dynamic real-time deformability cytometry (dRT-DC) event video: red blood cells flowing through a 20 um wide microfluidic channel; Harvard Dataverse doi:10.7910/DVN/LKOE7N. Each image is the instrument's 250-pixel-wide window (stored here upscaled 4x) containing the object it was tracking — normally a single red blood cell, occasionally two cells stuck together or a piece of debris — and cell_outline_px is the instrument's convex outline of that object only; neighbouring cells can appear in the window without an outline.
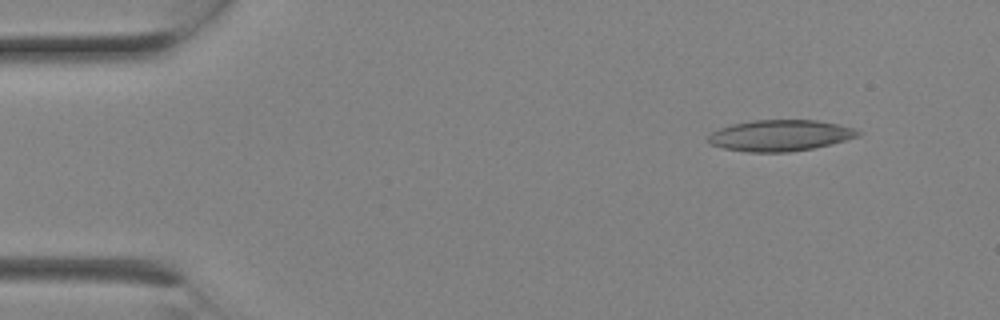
{"species": "Egyptian fruit bat (a non-hibernating species)", "species_latin": "Rousettus aegyptiacus", "temperature_condition": "room temperature", "stored_images_in_passage": 3, "camera_frame_rate_fps": 3000, "um_per_image_px": 0.085, "animal": {"sex": "female"}, "frame": {"image": 1, "passage_image": 3, "time_ms": 0.667, "image_size_px": [1000, 320], "cell_outline_px": [[860, 136], [812, 148], [788, 152], [748, 152], [724, 148], [712, 144], [708, 140], [708, 136], [712, 132], [720, 128], [732, 124], [752, 120], [816, 120], [856, 128], [860, 132]], "centroid_in_image_um": [66.31, 11.51], "position_along_channel_um": 18.7, "area_um2": 26.93}}